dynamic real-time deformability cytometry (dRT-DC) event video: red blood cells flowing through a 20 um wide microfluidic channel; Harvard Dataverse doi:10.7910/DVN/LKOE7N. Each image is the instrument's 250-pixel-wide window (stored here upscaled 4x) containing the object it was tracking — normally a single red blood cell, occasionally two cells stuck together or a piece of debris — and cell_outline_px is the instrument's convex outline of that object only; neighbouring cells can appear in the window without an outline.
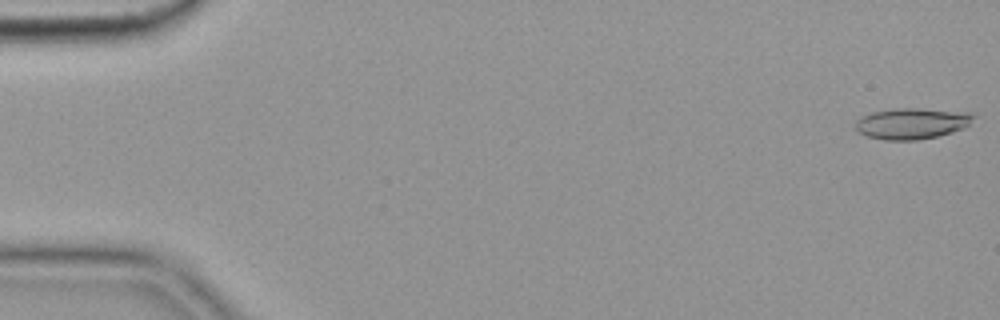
{"species": "common noctule bat (a hibernating species)", "species_latin": "Nyctalus noctula", "temperature_condition": "cold", "stored_images_in_passage": 55, "camera_frame_rate_fps": 3000, "um_per_image_px": 0.085, "animal": {"sex": "female", "body_mass_g": 19.9}, "frame": {"image": 1, "passage_image": 1, "time_ms": 0.0, "image_size_px": [1000, 320], "cell_outline_px": [[976, 116], [964, 128], [952, 132], [936, 136], [916, 140], [884, 140], [864, 136], [856, 132], [856, 120], [860, 116], [872, 112], [892, 108], [916, 108], [976, 112]], "centroid_in_image_um": [77.49, 10.48], "position_along_channel_um": 7.5, "area_um2": 21.73}}
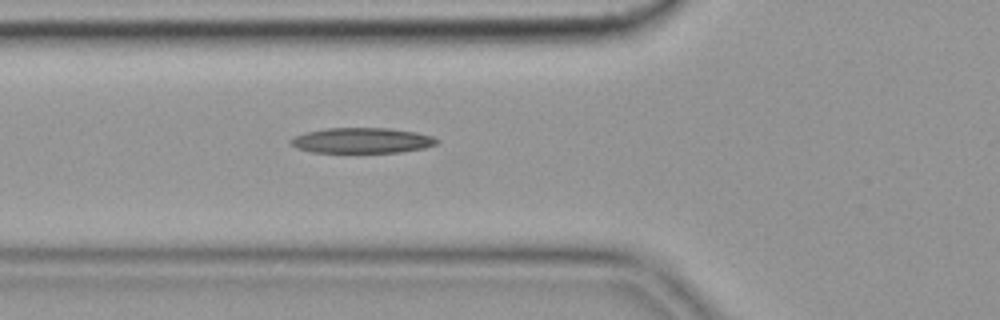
{"frame": {"image": 2, "passage_image": 20, "time_ms": 6.333, "image_size_px": [1000, 320], "cell_outline_px": [[440, 140], [436, 144], [424, 148], [400, 152], [312, 152], [296, 148], [288, 140], [304, 132], [324, 128], [392, 128], [416, 132], [432, 136]], "centroid_in_image_um": [30.76, 11.93], "position_along_channel_um": 95.0, "area_um2": 21.68}}
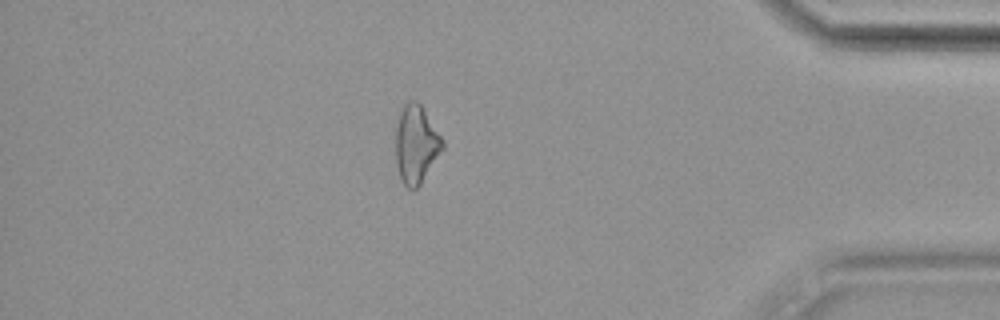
{"frame": {"image": 3, "passage_image": 48, "time_ms": 15.667, "image_size_px": [1000, 320], "cell_outline_px": [[444, 148], [420, 184], [416, 188], [408, 188], [404, 184], [400, 176], [396, 164], [396, 128], [400, 112], [404, 104], [408, 100], [416, 100], [420, 104], [444, 140]], "centroid_in_image_um": [35.37, 12.25], "position_along_channel_um": 399.8, "area_um2": 21.1}, "authors_computed_cell_mechanics": {"area_um2": 21.386, "velocity_mm_per_s": 3.64, "shape_relaxation_time_tau1_ms": 6.0518, "shape_relaxation_time_tau2_ms": null, "deformation_change_tau1": 0.1445, "deformation_change_tau2": null}}